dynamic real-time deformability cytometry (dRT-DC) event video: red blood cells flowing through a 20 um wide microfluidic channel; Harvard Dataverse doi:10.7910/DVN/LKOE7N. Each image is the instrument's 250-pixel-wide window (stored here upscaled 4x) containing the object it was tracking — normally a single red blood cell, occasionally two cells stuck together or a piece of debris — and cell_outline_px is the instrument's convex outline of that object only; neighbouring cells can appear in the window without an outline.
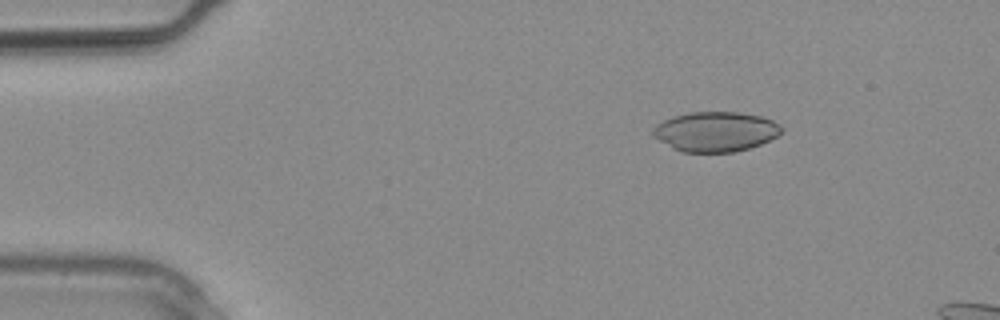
{"species": "common noctule bat (a hibernating species)", "species_latin": "Nyctalus noctula", "temperature_condition": "warm", "stored_images_in_passage": 2, "camera_frame_rate_fps": 3000, "um_per_image_px": 0.085, "animal": {"sex": "male", "body_mass_g": 20.4}, "frame": {"image": 1, "passage_image": 1, "time_ms": 0.0, "image_size_px": [1000, 320], "cell_outline_px": [[784, 128], [776, 136], [760, 144], [736, 152], [680, 152], [672, 148], [652, 136], [652, 128], [656, 124], [672, 116], [688, 112], [736, 112], [764, 116], [780, 124]], "centroid_in_image_um": [60.8, 11.18], "position_along_channel_um": 24.2, "area_um2": 30.06}}